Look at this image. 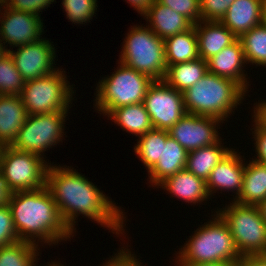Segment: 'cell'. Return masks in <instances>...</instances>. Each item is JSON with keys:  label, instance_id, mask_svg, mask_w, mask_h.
Masks as SVG:
<instances>
[{"label": "cell", "instance_id": "6da1fadb", "mask_svg": "<svg viewBox=\"0 0 266 266\" xmlns=\"http://www.w3.org/2000/svg\"><path fill=\"white\" fill-rule=\"evenodd\" d=\"M59 166H48L46 185L49 188L60 216L74 232L76 217L82 214L109 228L112 233L123 234L124 214L84 175ZM74 230V231H73Z\"/></svg>", "mask_w": 266, "mask_h": 266}, {"label": "cell", "instance_id": "7a4b0ae2", "mask_svg": "<svg viewBox=\"0 0 266 266\" xmlns=\"http://www.w3.org/2000/svg\"><path fill=\"white\" fill-rule=\"evenodd\" d=\"M8 206L21 241L36 244L38 238V241L51 245L67 240L74 233L62 220L47 185L40 189L13 193Z\"/></svg>", "mask_w": 266, "mask_h": 266}, {"label": "cell", "instance_id": "3957f363", "mask_svg": "<svg viewBox=\"0 0 266 266\" xmlns=\"http://www.w3.org/2000/svg\"><path fill=\"white\" fill-rule=\"evenodd\" d=\"M245 92L235 81L208 72L183 92V100L188 114L225 121L242 102Z\"/></svg>", "mask_w": 266, "mask_h": 266}, {"label": "cell", "instance_id": "277c9868", "mask_svg": "<svg viewBox=\"0 0 266 266\" xmlns=\"http://www.w3.org/2000/svg\"><path fill=\"white\" fill-rule=\"evenodd\" d=\"M214 220L197 229L177 254L178 263L209 264L240 261L233 237L226 222L217 213Z\"/></svg>", "mask_w": 266, "mask_h": 266}, {"label": "cell", "instance_id": "5b68a950", "mask_svg": "<svg viewBox=\"0 0 266 266\" xmlns=\"http://www.w3.org/2000/svg\"><path fill=\"white\" fill-rule=\"evenodd\" d=\"M125 38L120 62L154 81L164 80L167 72L164 40L148 26H133Z\"/></svg>", "mask_w": 266, "mask_h": 266}, {"label": "cell", "instance_id": "8992f818", "mask_svg": "<svg viewBox=\"0 0 266 266\" xmlns=\"http://www.w3.org/2000/svg\"><path fill=\"white\" fill-rule=\"evenodd\" d=\"M216 213L228 225L241 257L266 255V222L259 206L233 201Z\"/></svg>", "mask_w": 266, "mask_h": 266}, {"label": "cell", "instance_id": "52a82bcc", "mask_svg": "<svg viewBox=\"0 0 266 266\" xmlns=\"http://www.w3.org/2000/svg\"><path fill=\"white\" fill-rule=\"evenodd\" d=\"M119 64V69L102 78L96 88L95 106L105 116L118 107L143 103L148 87L154 82L149 76Z\"/></svg>", "mask_w": 266, "mask_h": 266}, {"label": "cell", "instance_id": "ba28073f", "mask_svg": "<svg viewBox=\"0 0 266 266\" xmlns=\"http://www.w3.org/2000/svg\"><path fill=\"white\" fill-rule=\"evenodd\" d=\"M66 75L56 70L46 76L25 81L20 94L27 115L68 111L74 91Z\"/></svg>", "mask_w": 266, "mask_h": 266}, {"label": "cell", "instance_id": "9c48e42d", "mask_svg": "<svg viewBox=\"0 0 266 266\" xmlns=\"http://www.w3.org/2000/svg\"><path fill=\"white\" fill-rule=\"evenodd\" d=\"M44 157L2 146L0 173L12 192L29 191L46 186L48 164Z\"/></svg>", "mask_w": 266, "mask_h": 266}, {"label": "cell", "instance_id": "30bf717a", "mask_svg": "<svg viewBox=\"0 0 266 266\" xmlns=\"http://www.w3.org/2000/svg\"><path fill=\"white\" fill-rule=\"evenodd\" d=\"M67 112L27 115L24 125L10 146L18 151L43 157L41 153L61 141Z\"/></svg>", "mask_w": 266, "mask_h": 266}, {"label": "cell", "instance_id": "8fae6325", "mask_svg": "<svg viewBox=\"0 0 266 266\" xmlns=\"http://www.w3.org/2000/svg\"><path fill=\"white\" fill-rule=\"evenodd\" d=\"M143 103L154 129L169 130L187 114L183 93L164 80L148 87Z\"/></svg>", "mask_w": 266, "mask_h": 266}, {"label": "cell", "instance_id": "7c38bea8", "mask_svg": "<svg viewBox=\"0 0 266 266\" xmlns=\"http://www.w3.org/2000/svg\"><path fill=\"white\" fill-rule=\"evenodd\" d=\"M45 38L37 42L18 46L13 52L6 49L15 63V67L25 81L33 80L51 74L56 71L53 67L55 59V47ZM54 47V48H53Z\"/></svg>", "mask_w": 266, "mask_h": 266}, {"label": "cell", "instance_id": "4fadbf2b", "mask_svg": "<svg viewBox=\"0 0 266 266\" xmlns=\"http://www.w3.org/2000/svg\"><path fill=\"white\" fill-rule=\"evenodd\" d=\"M220 119L186 114L172 128L169 136L174 138L187 152L218 142L216 125Z\"/></svg>", "mask_w": 266, "mask_h": 266}, {"label": "cell", "instance_id": "5bb4252c", "mask_svg": "<svg viewBox=\"0 0 266 266\" xmlns=\"http://www.w3.org/2000/svg\"><path fill=\"white\" fill-rule=\"evenodd\" d=\"M0 18V41L12 47L23 46L40 40L43 23L39 15L5 8Z\"/></svg>", "mask_w": 266, "mask_h": 266}, {"label": "cell", "instance_id": "9a60e30c", "mask_svg": "<svg viewBox=\"0 0 266 266\" xmlns=\"http://www.w3.org/2000/svg\"><path fill=\"white\" fill-rule=\"evenodd\" d=\"M245 63L243 47L239 38L207 60L209 73L231 79L247 92L249 82L242 70Z\"/></svg>", "mask_w": 266, "mask_h": 266}, {"label": "cell", "instance_id": "2e32d148", "mask_svg": "<svg viewBox=\"0 0 266 266\" xmlns=\"http://www.w3.org/2000/svg\"><path fill=\"white\" fill-rule=\"evenodd\" d=\"M242 158L235 150H231L226 157L219 162L216 167L211 171L209 178L206 180L207 191L212 195V191L226 189L236 190L239 197L244 179L245 164Z\"/></svg>", "mask_w": 266, "mask_h": 266}, {"label": "cell", "instance_id": "e0dca14e", "mask_svg": "<svg viewBox=\"0 0 266 266\" xmlns=\"http://www.w3.org/2000/svg\"><path fill=\"white\" fill-rule=\"evenodd\" d=\"M265 0H235L220 22L237 38L262 23Z\"/></svg>", "mask_w": 266, "mask_h": 266}, {"label": "cell", "instance_id": "ac0fdd59", "mask_svg": "<svg viewBox=\"0 0 266 266\" xmlns=\"http://www.w3.org/2000/svg\"><path fill=\"white\" fill-rule=\"evenodd\" d=\"M194 27L198 39L199 58L206 61L237 39L220 21L201 20Z\"/></svg>", "mask_w": 266, "mask_h": 266}, {"label": "cell", "instance_id": "d6986e66", "mask_svg": "<svg viewBox=\"0 0 266 266\" xmlns=\"http://www.w3.org/2000/svg\"><path fill=\"white\" fill-rule=\"evenodd\" d=\"M143 16L148 19L149 28L153 33L163 40L185 32L194 26L189 19L171 8L161 5L156 0Z\"/></svg>", "mask_w": 266, "mask_h": 266}, {"label": "cell", "instance_id": "ffe728a7", "mask_svg": "<svg viewBox=\"0 0 266 266\" xmlns=\"http://www.w3.org/2000/svg\"><path fill=\"white\" fill-rule=\"evenodd\" d=\"M188 152L171 136L167 130V140L162 142L159 161L148 171L152 185L158 186L162 181L178 171L185 169Z\"/></svg>", "mask_w": 266, "mask_h": 266}, {"label": "cell", "instance_id": "44dd1931", "mask_svg": "<svg viewBox=\"0 0 266 266\" xmlns=\"http://www.w3.org/2000/svg\"><path fill=\"white\" fill-rule=\"evenodd\" d=\"M27 117L20 95H0V145L10 146Z\"/></svg>", "mask_w": 266, "mask_h": 266}, {"label": "cell", "instance_id": "7402d4cb", "mask_svg": "<svg viewBox=\"0 0 266 266\" xmlns=\"http://www.w3.org/2000/svg\"><path fill=\"white\" fill-rule=\"evenodd\" d=\"M158 186L188 203L196 204L211 197L207 191L206 181L186 169L167 177Z\"/></svg>", "mask_w": 266, "mask_h": 266}, {"label": "cell", "instance_id": "603a6c76", "mask_svg": "<svg viewBox=\"0 0 266 266\" xmlns=\"http://www.w3.org/2000/svg\"><path fill=\"white\" fill-rule=\"evenodd\" d=\"M245 165L242 190L235 202L259 206L266 200V165L249 161Z\"/></svg>", "mask_w": 266, "mask_h": 266}, {"label": "cell", "instance_id": "cb8c5ba5", "mask_svg": "<svg viewBox=\"0 0 266 266\" xmlns=\"http://www.w3.org/2000/svg\"><path fill=\"white\" fill-rule=\"evenodd\" d=\"M221 141L188 152L185 169L195 176L207 180L211 171L232 150L223 148Z\"/></svg>", "mask_w": 266, "mask_h": 266}, {"label": "cell", "instance_id": "d4e9b609", "mask_svg": "<svg viewBox=\"0 0 266 266\" xmlns=\"http://www.w3.org/2000/svg\"><path fill=\"white\" fill-rule=\"evenodd\" d=\"M167 68L170 65L193 61L199 58L196 29L176 34L164 40Z\"/></svg>", "mask_w": 266, "mask_h": 266}, {"label": "cell", "instance_id": "484cf974", "mask_svg": "<svg viewBox=\"0 0 266 266\" xmlns=\"http://www.w3.org/2000/svg\"><path fill=\"white\" fill-rule=\"evenodd\" d=\"M208 73L206 60L198 58L193 61L170 65L164 81L177 91L184 92L201 80Z\"/></svg>", "mask_w": 266, "mask_h": 266}, {"label": "cell", "instance_id": "4316f807", "mask_svg": "<svg viewBox=\"0 0 266 266\" xmlns=\"http://www.w3.org/2000/svg\"><path fill=\"white\" fill-rule=\"evenodd\" d=\"M107 116L114 120L115 124H118L122 129L136 136L138 135V137L153 129L144 103L118 107L113 109Z\"/></svg>", "mask_w": 266, "mask_h": 266}, {"label": "cell", "instance_id": "83f0119b", "mask_svg": "<svg viewBox=\"0 0 266 266\" xmlns=\"http://www.w3.org/2000/svg\"><path fill=\"white\" fill-rule=\"evenodd\" d=\"M167 140V130L152 129L141 137L134 147L148 171L159 161L162 151V142Z\"/></svg>", "mask_w": 266, "mask_h": 266}, {"label": "cell", "instance_id": "f1b7e54d", "mask_svg": "<svg viewBox=\"0 0 266 266\" xmlns=\"http://www.w3.org/2000/svg\"><path fill=\"white\" fill-rule=\"evenodd\" d=\"M241 41L247 63L266 66V26L261 23L243 34Z\"/></svg>", "mask_w": 266, "mask_h": 266}, {"label": "cell", "instance_id": "f546056e", "mask_svg": "<svg viewBox=\"0 0 266 266\" xmlns=\"http://www.w3.org/2000/svg\"><path fill=\"white\" fill-rule=\"evenodd\" d=\"M37 247L34 243L21 240L0 247V266H35Z\"/></svg>", "mask_w": 266, "mask_h": 266}, {"label": "cell", "instance_id": "4dcf8cb0", "mask_svg": "<svg viewBox=\"0 0 266 266\" xmlns=\"http://www.w3.org/2000/svg\"><path fill=\"white\" fill-rule=\"evenodd\" d=\"M24 85L25 80L7 52L0 58V95H20Z\"/></svg>", "mask_w": 266, "mask_h": 266}, {"label": "cell", "instance_id": "1f68e13d", "mask_svg": "<svg viewBox=\"0 0 266 266\" xmlns=\"http://www.w3.org/2000/svg\"><path fill=\"white\" fill-rule=\"evenodd\" d=\"M96 0H62L67 18L77 24L90 22L97 10Z\"/></svg>", "mask_w": 266, "mask_h": 266}, {"label": "cell", "instance_id": "d6a6232c", "mask_svg": "<svg viewBox=\"0 0 266 266\" xmlns=\"http://www.w3.org/2000/svg\"><path fill=\"white\" fill-rule=\"evenodd\" d=\"M189 19L194 25L201 21L200 0H156Z\"/></svg>", "mask_w": 266, "mask_h": 266}, {"label": "cell", "instance_id": "836d02e7", "mask_svg": "<svg viewBox=\"0 0 266 266\" xmlns=\"http://www.w3.org/2000/svg\"><path fill=\"white\" fill-rule=\"evenodd\" d=\"M235 0H200L201 20L220 21Z\"/></svg>", "mask_w": 266, "mask_h": 266}, {"label": "cell", "instance_id": "e575fe53", "mask_svg": "<svg viewBox=\"0 0 266 266\" xmlns=\"http://www.w3.org/2000/svg\"><path fill=\"white\" fill-rule=\"evenodd\" d=\"M20 241L8 205L0 207V247Z\"/></svg>", "mask_w": 266, "mask_h": 266}, {"label": "cell", "instance_id": "d590c367", "mask_svg": "<svg viewBox=\"0 0 266 266\" xmlns=\"http://www.w3.org/2000/svg\"><path fill=\"white\" fill-rule=\"evenodd\" d=\"M55 0H7V7L17 11H23L33 15H39L41 10L54 2ZM39 12V13H38Z\"/></svg>", "mask_w": 266, "mask_h": 266}, {"label": "cell", "instance_id": "8d00e7d4", "mask_svg": "<svg viewBox=\"0 0 266 266\" xmlns=\"http://www.w3.org/2000/svg\"><path fill=\"white\" fill-rule=\"evenodd\" d=\"M255 120V127L254 129V139H255V146H256V152H257V158L256 160L252 159L253 161H256L258 163L266 165V126H264L256 117Z\"/></svg>", "mask_w": 266, "mask_h": 266}, {"label": "cell", "instance_id": "74e56055", "mask_svg": "<svg viewBox=\"0 0 266 266\" xmlns=\"http://www.w3.org/2000/svg\"><path fill=\"white\" fill-rule=\"evenodd\" d=\"M135 258L136 256L131 255V251L122 249L103 266H142L141 262Z\"/></svg>", "mask_w": 266, "mask_h": 266}, {"label": "cell", "instance_id": "f35d334b", "mask_svg": "<svg viewBox=\"0 0 266 266\" xmlns=\"http://www.w3.org/2000/svg\"><path fill=\"white\" fill-rule=\"evenodd\" d=\"M12 194L7 180L0 173V207L8 205Z\"/></svg>", "mask_w": 266, "mask_h": 266}, {"label": "cell", "instance_id": "ab89813d", "mask_svg": "<svg viewBox=\"0 0 266 266\" xmlns=\"http://www.w3.org/2000/svg\"><path fill=\"white\" fill-rule=\"evenodd\" d=\"M239 266H266V255L242 257Z\"/></svg>", "mask_w": 266, "mask_h": 266}, {"label": "cell", "instance_id": "60d3db41", "mask_svg": "<svg viewBox=\"0 0 266 266\" xmlns=\"http://www.w3.org/2000/svg\"><path fill=\"white\" fill-rule=\"evenodd\" d=\"M141 15H144L155 0H127Z\"/></svg>", "mask_w": 266, "mask_h": 266}, {"label": "cell", "instance_id": "b9f144b4", "mask_svg": "<svg viewBox=\"0 0 266 266\" xmlns=\"http://www.w3.org/2000/svg\"><path fill=\"white\" fill-rule=\"evenodd\" d=\"M254 115L264 126H266V101L261 102L254 108Z\"/></svg>", "mask_w": 266, "mask_h": 266}, {"label": "cell", "instance_id": "7bdbcfd3", "mask_svg": "<svg viewBox=\"0 0 266 266\" xmlns=\"http://www.w3.org/2000/svg\"><path fill=\"white\" fill-rule=\"evenodd\" d=\"M179 266H239L240 261L232 262H218L209 264H199V263H178Z\"/></svg>", "mask_w": 266, "mask_h": 266}, {"label": "cell", "instance_id": "ee69618b", "mask_svg": "<svg viewBox=\"0 0 266 266\" xmlns=\"http://www.w3.org/2000/svg\"><path fill=\"white\" fill-rule=\"evenodd\" d=\"M259 208H260V210H261V213H262L263 219H264L265 222H266V200L263 201V202L259 205Z\"/></svg>", "mask_w": 266, "mask_h": 266}, {"label": "cell", "instance_id": "f6af8a7d", "mask_svg": "<svg viewBox=\"0 0 266 266\" xmlns=\"http://www.w3.org/2000/svg\"><path fill=\"white\" fill-rule=\"evenodd\" d=\"M7 53L5 46H3V43L0 41V58L3 57Z\"/></svg>", "mask_w": 266, "mask_h": 266}, {"label": "cell", "instance_id": "bcb514c9", "mask_svg": "<svg viewBox=\"0 0 266 266\" xmlns=\"http://www.w3.org/2000/svg\"><path fill=\"white\" fill-rule=\"evenodd\" d=\"M262 23L266 26V0L263 8Z\"/></svg>", "mask_w": 266, "mask_h": 266}, {"label": "cell", "instance_id": "7dc6e473", "mask_svg": "<svg viewBox=\"0 0 266 266\" xmlns=\"http://www.w3.org/2000/svg\"><path fill=\"white\" fill-rule=\"evenodd\" d=\"M6 5V6H5ZM0 6L1 8L5 9L7 7V0H0ZM3 6V7H2Z\"/></svg>", "mask_w": 266, "mask_h": 266}, {"label": "cell", "instance_id": "c3c4849f", "mask_svg": "<svg viewBox=\"0 0 266 266\" xmlns=\"http://www.w3.org/2000/svg\"><path fill=\"white\" fill-rule=\"evenodd\" d=\"M53 264H52V266H63L62 264L60 265V263L59 264H55V262H52Z\"/></svg>", "mask_w": 266, "mask_h": 266}, {"label": "cell", "instance_id": "681fc988", "mask_svg": "<svg viewBox=\"0 0 266 266\" xmlns=\"http://www.w3.org/2000/svg\"><path fill=\"white\" fill-rule=\"evenodd\" d=\"M1 154H2V146L0 145V159H1Z\"/></svg>", "mask_w": 266, "mask_h": 266}]
</instances>
